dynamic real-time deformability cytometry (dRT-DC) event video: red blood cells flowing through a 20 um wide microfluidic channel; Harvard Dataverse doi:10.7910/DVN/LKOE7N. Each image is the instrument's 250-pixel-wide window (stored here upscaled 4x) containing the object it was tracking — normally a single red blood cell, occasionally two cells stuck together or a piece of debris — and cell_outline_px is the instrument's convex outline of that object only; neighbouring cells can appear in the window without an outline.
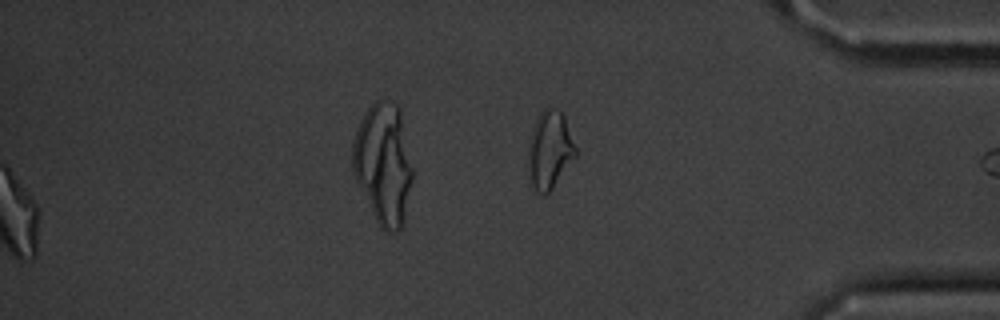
{"species": "common noctule bat (a hibernating species)", "species_latin": "Nyctalus noctula", "temperature_condition": "cold", "stored_images_in_passage": 52, "segment_of_instrument_passage": [2, 2], "camera_frame_rate_fps": 3000, "um_per_image_px": 0.085, "animal": {"sex": "male", "body_mass_g": 20.1, "forearm_length_mm": 53.5}, "frame": {"image": 1, "passage_image": 52, "time_ms": 17.0, "image_size_px": [1000, 320], "cell_outline_px": [[576, 156], [552, 188], [544, 196], [536, 192], [532, 188], [528, 168], [528, 152], [532, 132], [536, 120], [540, 112], [544, 108], [552, 108], [560, 112], [564, 116], [576, 148]], "centroid_in_image_um": [46.71, 12.78], "position_along_channel_um": 388.5, "area_um2": 21.15}}